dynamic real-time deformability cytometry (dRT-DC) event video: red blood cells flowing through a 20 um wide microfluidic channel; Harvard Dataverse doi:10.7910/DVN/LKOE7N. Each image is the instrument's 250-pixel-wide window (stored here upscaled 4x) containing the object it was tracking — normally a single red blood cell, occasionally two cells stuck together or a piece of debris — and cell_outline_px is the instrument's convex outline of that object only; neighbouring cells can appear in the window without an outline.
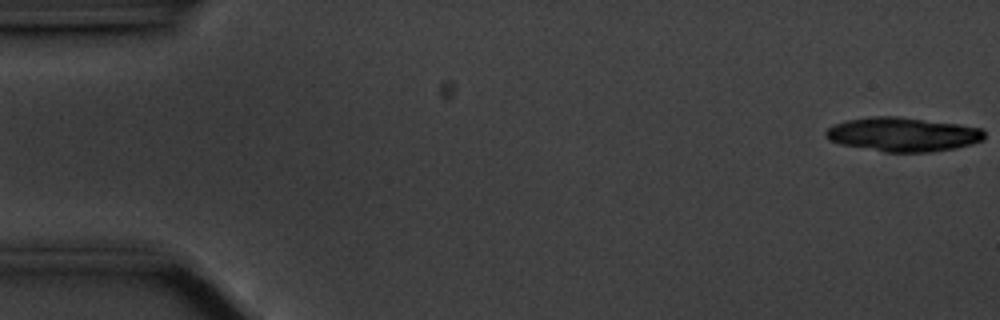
{"species": "common noctule bat (a hibernating species)", "species_latin": "Nyctalus noctula", "temperature_condition": "cold", "stored_images_in_passage": 7, "camera_frame_rate_fps": 3000, "um_per_image_px": 0.085, "animal": {"sex": "male", "body_mass_g": 20.1, "forearm_length_mm": 53.5}, "frame": {"image": 1, "passage_image": 1, "time_ms": 0.0, "image_size_px": [1000, 320], "cell_outline_px": [[984, 140], [972, 144], [956, 148], [932, 152], [884, 152], [840, 144], [828, 140], [824, 136], [824, 132], [832, 124], [844, 120], [872, 116], [896, 116], [956, 124], [984, 128]], "centroid_in_image_um": [76.71, 11.42], "position_along_channel_um": 8.3, "area_um2": 31.79}}